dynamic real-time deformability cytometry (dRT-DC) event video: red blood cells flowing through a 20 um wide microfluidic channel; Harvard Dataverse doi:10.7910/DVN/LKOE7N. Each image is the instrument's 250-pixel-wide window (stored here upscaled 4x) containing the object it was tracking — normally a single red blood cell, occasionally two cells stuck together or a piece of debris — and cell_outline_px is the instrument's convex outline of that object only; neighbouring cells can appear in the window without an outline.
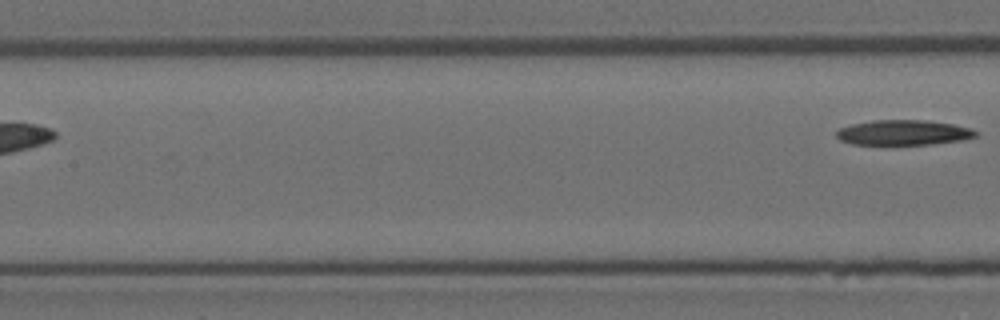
{"species": "Egyptian fruit bat (a non-hibernating species)", "species_latin": "Rousettus aegyptiacus", "temperature_condition": "room temperature", "stored_images_in_passage": 5, "segment_of_instrument_passage": [2, 2], "camera_frame_rate_fps": 3000, "um_per_image_px": 0.085, "animal": {"sex": "female"}, "frame": {"image": 1, "passage_image": 5, "time_ms": 1.333, "image_size_px": [1000, 320], "cell_outline_px": [[976, 136], [964, 140], [932, 144], [852, 144], [840, 140], [836, 136], [836, 132], [840, 128], [852, 124], [872, 120], [924, 120], [952, 124], [972, 128], [976, 132]], "centroid_in_image_um": [76.79, 11.27], "position_along_channel_um": 130.6, "area_um2": 20.29}}